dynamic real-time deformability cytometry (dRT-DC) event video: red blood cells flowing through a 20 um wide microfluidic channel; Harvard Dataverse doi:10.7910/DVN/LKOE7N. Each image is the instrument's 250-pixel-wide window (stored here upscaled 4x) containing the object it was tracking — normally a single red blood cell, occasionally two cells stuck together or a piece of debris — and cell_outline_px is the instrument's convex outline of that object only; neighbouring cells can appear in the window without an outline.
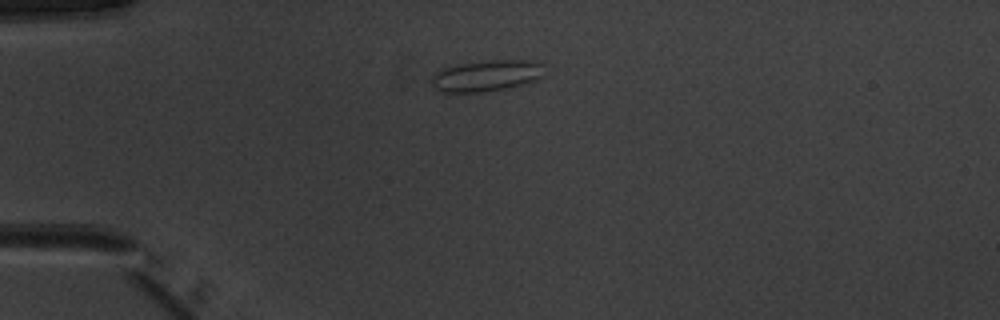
{"species": "common noctule bat (a hibernating species)", "species_latin": "Nyctalus noctula", "temperature_condition": "warm", "stored_images_in_passage": 39, "camera_frame_rate_fps": 3000, "um_per_image_px": 0.085, "animal": {"sex": "male", "body_mass_g": 20.1, "forearm_length_mm": 53.5}, "frame": {"image": 1, "passage_image": 1, "time_ms": 0.0, "image_size_px": [1000, 320], "cell_outline_px": [[544, 64], [540, 76], [532, 80], [520, 84], [504, 88], [484, 92], [444, 92], [436, 88], [432, 84], [432, 76], [440, 68], [456, 64], [488, 60], [532, 60]], "centroid_in_image_um": [41.29, 6.41], "position_along_channel_um": 43.7, "area_um2": 20.29}}
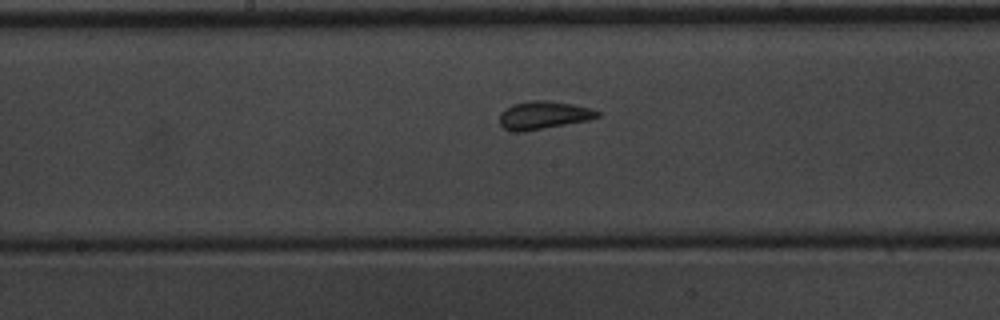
{"frame": {"image": 2, "passage_image": 15, "time_ms": 4.667, "image_size_px": [1000, 320], "cell_outline_px": [[600, 116], [588, 120], [524, 132], [512, 132], [504, 128], [500, 124], [500, 112], [504, 108], [512, 104], [532, 100], [548, 100], [572, 104], [592, 108], [600, 112]], "centroid_in_image_um": [46.17, 9.79], "position_along_channel_um": 202.0, "area_um2": 16.13}}
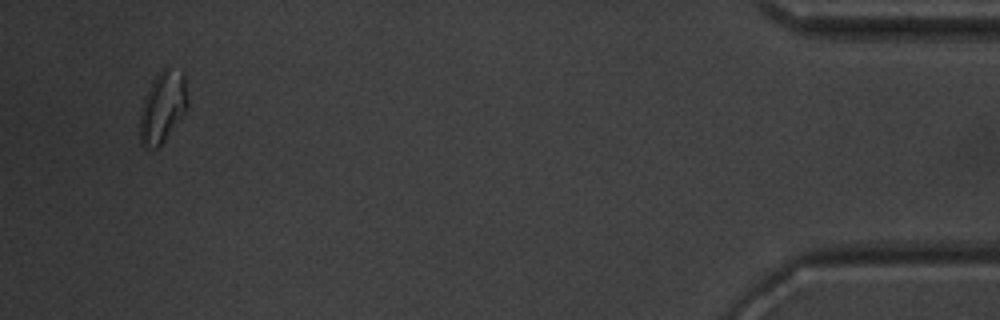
{"frame": {"image": 3, "passage_image": 37, "time_ms": 12.0, "image_size_px": [1000, 320], "cell_outline_px": [[188, 108], [160, 148], [144, 148], [140, 144], [140, 112], [144, 96], [152, 80], [164, 68], [168, 68], [184, 72], [188, 104]], "centroid_in_image_um": [13.82, 9.14], "position_along_channel_um": 421.4, "area_um2": 20.11}, "authors_computed_cell_mechanics": {"area_um2": 15.6638, "velocity_mm_per_s": 3.9619, "shape_relaxation_time_tau1_ms": 8.2448, "shape_relaxation_time_tau2_ms": 0.8386, "deformation_change_tau1": 0.1318, "deformation_change_tau2": 0.0756}}